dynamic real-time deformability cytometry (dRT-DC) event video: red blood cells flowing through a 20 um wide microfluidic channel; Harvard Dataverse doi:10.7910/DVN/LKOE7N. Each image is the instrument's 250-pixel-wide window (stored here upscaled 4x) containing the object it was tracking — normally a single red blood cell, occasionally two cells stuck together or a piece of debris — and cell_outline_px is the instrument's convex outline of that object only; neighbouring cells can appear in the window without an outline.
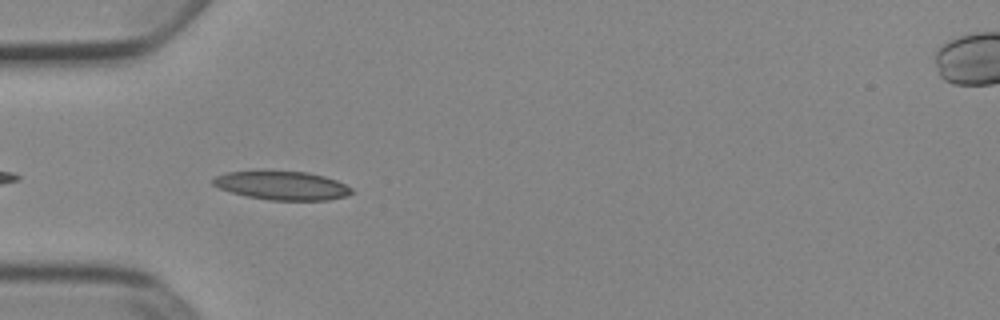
{"species": "Egyptian fruit bat (a non-hibernating species)", "species_latin": "Rousettus aegyptiacus", "temperature_condition": "cold", "stored_images_in_passage": 38, "camera_frame_rate_fps": 3000, "um_per_image_px": 0.085, "animal": {"sex": "female"}, "frame": {"image": 1, "passage_image": 3, "time_ms": 0.667, "image_size_px": [1000, 320], "cell_outline_px": [[356, 192], [344, 196], [328, 200], [268, 200], [248, 196], [232, 192], [220, 188], [212, 184], [212, 180], [216, 176], [228, 172], [264, 168], [308, 172], [324, 176], [336, 180], [352, 188]], "centroid_in_image_um": [23.96, 15.72], "position_along_channel_um": 61.0, "area_um2": 23.87}}
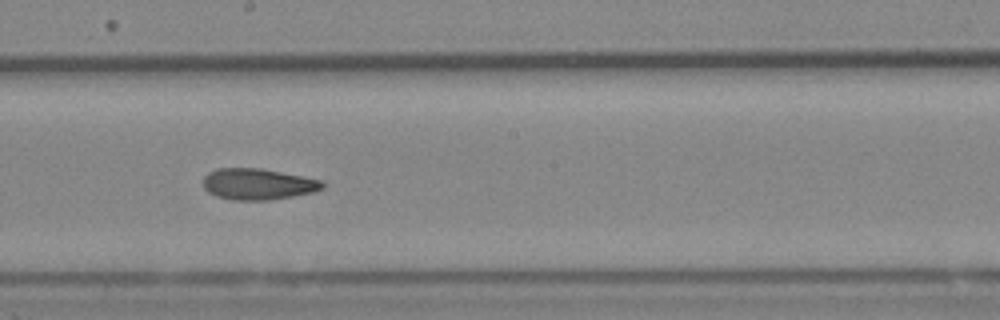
{"frame": {"image": 2, "passage_image": 16, "time_ms": 5.0, "image_size_px": [1000, 320], "cell_outline_px": [[324, 188], [312, 192], [292, 196], [268, 200], [232, 200], [216, 196], [208, 192], [204, 188], [204, 176], [208, 172], [216, 168], [260, 168], [304, 176], [324, 180]], "centroid_in_image_um": [21.92, 15.64], "position_along_channel_um": 226.3, "area_um2": 21.79}}
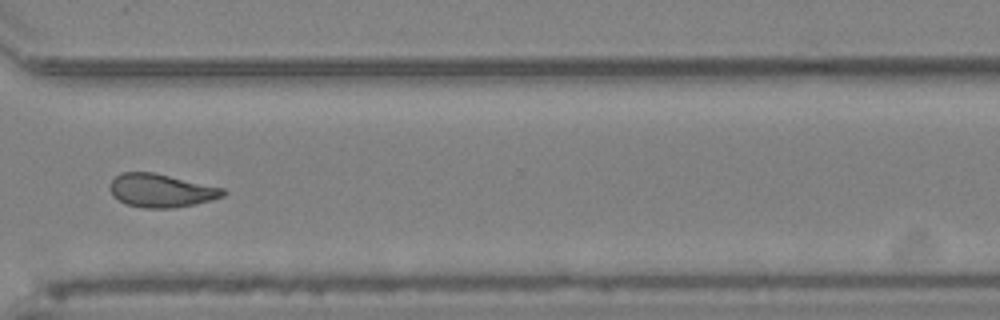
{"frame": {"image": 3, "passage_image": 26, "time_ms": 8.333, "image_size_px": [1000, 320], "cell_outline_px": [[228, 192], [224, 196], [212, 200], [172, 208], [144, 208], [124, 204], [112, 196], [108, 188], [112, 180], [120, 172], [152, 172], [224, 188]], "centroid_in_image_um": [13.66, 16.2], "position_along_channel_um": 356.9, "area_um2": 22.08}, "authors_computed_cell_mechanics": {"area_um2": 21.7906, "velocity_mm_per_s": 3.9007, "shape_relaxation_time_tau1_ms": 8.3837, "shape_relaxation_time_tau2_ms": 4.206, "deformation_change_tau1": 0.1804, "deformation_change_tau2": 0.1094}}